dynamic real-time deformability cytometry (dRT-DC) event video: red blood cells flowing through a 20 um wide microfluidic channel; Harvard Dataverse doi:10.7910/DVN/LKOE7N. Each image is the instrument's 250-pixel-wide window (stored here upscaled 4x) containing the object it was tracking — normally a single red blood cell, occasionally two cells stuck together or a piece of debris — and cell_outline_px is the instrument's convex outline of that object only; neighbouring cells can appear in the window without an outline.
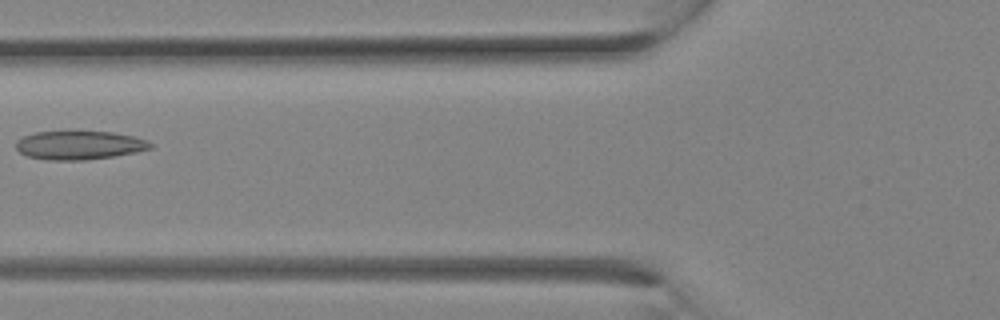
{"species": "Egyptian fruit bat (a non-hibernating species)", "species_latin": "Rousettus aegyptiacus", "temperature_condition": "room temperature", "stored_images_in_passage": 13, "camera_frame_rate_fps": 3000, "um_per_image_px": 0.085, "animal": {"sex": "female"}, "frame": {"image": 1, "passage_image": 5, "time_ms": 1.333, "image_size_px": [1000, 320], "cell_outline_px": [[152, 148], [136, 152], [112, 156], [84, 160], [44, 160], [28, 156], [20, 152], [16, 148], [16, 140], [24, 136], [36, 132], [112, 132], [132, 136], [148, 140], [152, 144]], "centroid_in_image_um": [6.73, 12.35], "position_along_channel_um": 119.1, "area_um2": 22.25}}
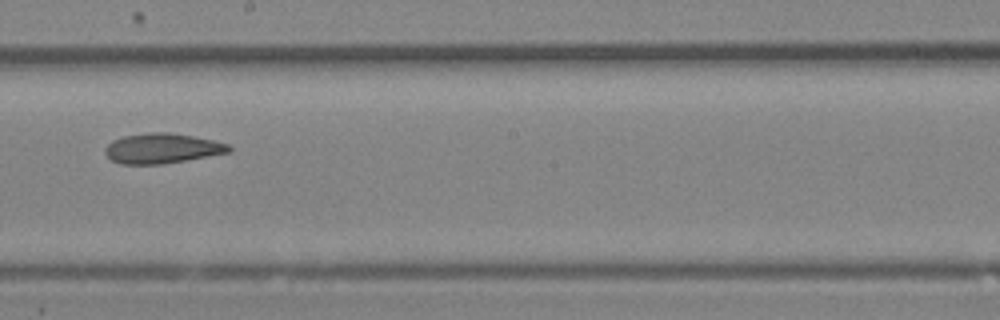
{"frame": {"image": 2, "passage_image": 10, "time_ms": 3.0, "image_size_px": [1000, 320], "cell_outline_px": [[232, 148], [228, 152], [184, 160], [160, 164], [120, 164], [112, 160], [104, 152], [104, 148], [112, 140], [124, 136], [152, 132], [168, 132], [192, 136], [212, 140], [228, 144]], "centroid_in_image_um": [13.73, 12.61], "position_along_channel_um": 234.5, "area_um2": 21.33}}
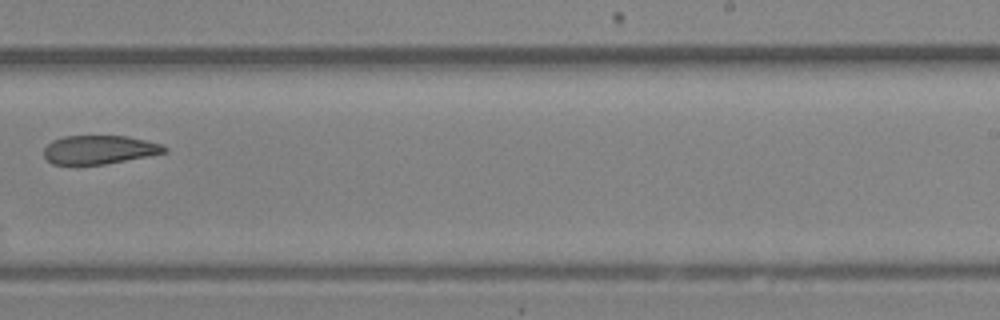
{"frame": {"image": 3, "passage_image": 12, "time_ms": 3.667, "image_size_px": [1000, 320], "cell_outline_px": [[168, 152], [104, 164], [52, 164], [44, 156], [44, 148], [52, 140], [64, 136], [128, 136], [160, 144], [168, 148]], "centroid_in_image_um": [8.43, 12.72], "position_along_channel_um": 280.6, "area_um2": 19.94}}